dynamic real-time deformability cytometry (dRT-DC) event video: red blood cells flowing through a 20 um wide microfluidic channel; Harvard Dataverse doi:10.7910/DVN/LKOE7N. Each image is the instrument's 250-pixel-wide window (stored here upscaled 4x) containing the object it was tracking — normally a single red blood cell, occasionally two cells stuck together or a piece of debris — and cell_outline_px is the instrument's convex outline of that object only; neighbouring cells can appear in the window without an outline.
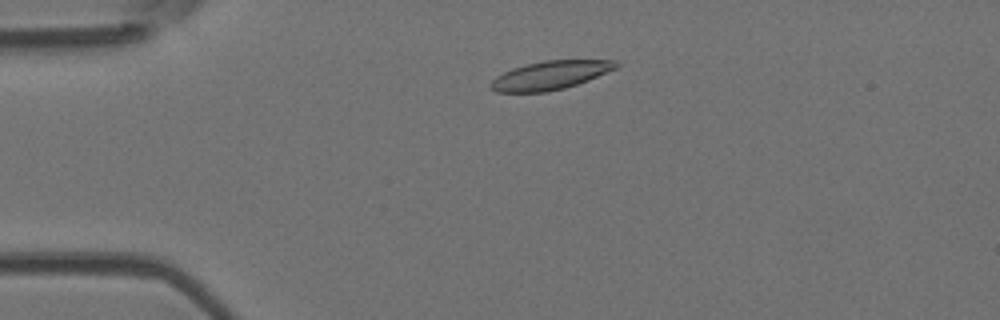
{"species": "Egyptian fruit bat (a non-hibernating species)", "species_latin": "Rousettus aegyptiacus", "temperature_condition": "room temperature", "stored_images_in_passage": 3, "camera_frame_rate_fps": 3000, "um_per_image_px": 0.085, "animal": {"sex": "female"}, "frame": {"image": 1, "passage_image": 2, "time_ms": 2.333, "image_size_px": [1000, 320], "cell_outline_px": [[620, 64], [616, 68], [588, 80], [564, 88], [544, 92], [496, 92], [488, 84], [496, 76], [512, 68], [544, 60], [616, 60]], "centroid_in_image_um": [46.76, 6.39], "position_along_channel_um": 38.2, "area_um2": 20.69}}